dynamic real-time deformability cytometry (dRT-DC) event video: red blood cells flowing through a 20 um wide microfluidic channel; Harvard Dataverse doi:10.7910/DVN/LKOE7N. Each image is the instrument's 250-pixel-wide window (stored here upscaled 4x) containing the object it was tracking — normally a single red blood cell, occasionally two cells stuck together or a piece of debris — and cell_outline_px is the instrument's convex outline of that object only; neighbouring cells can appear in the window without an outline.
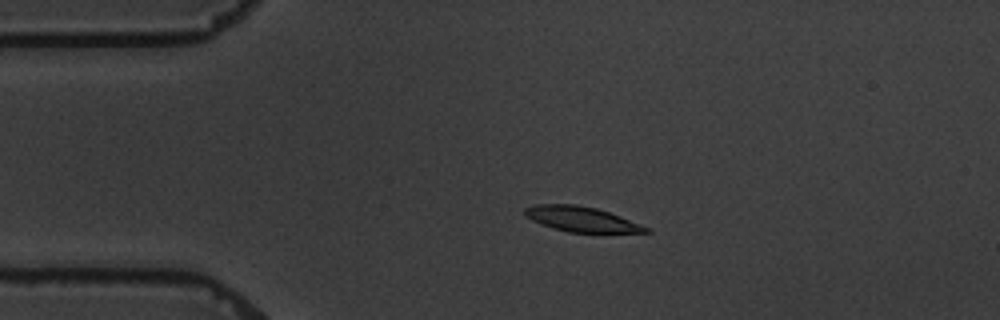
{"species": "common noctule bat (a hibernating species)", "species_latin": "Nyctalus noctula", "temperature_condition": "warm", "stored_images_in_passage": 5, "camera_frame_rate_fps": 3000, "um_per_image_px": 0.085, "animal": {"sex": "male", "body_mass_g": 19.5, "forearm_length_mm": 54.6}, "frame": {"image": 1, "passage_image": 4, "time_ms": 3.333, "image_size_px": [1000, 320], "cell_outline_px": [[652, 232], [568, 232], [552, 228], [540, 224], [524, 216], [524, 208], [536, 204], [576, 204], [596, 208], [620, 216], [652, 228]], "centroid_in_image_um": [49.41, 18.62], "position_along_channel_um": 35.6, "area_um2": 17.74}}